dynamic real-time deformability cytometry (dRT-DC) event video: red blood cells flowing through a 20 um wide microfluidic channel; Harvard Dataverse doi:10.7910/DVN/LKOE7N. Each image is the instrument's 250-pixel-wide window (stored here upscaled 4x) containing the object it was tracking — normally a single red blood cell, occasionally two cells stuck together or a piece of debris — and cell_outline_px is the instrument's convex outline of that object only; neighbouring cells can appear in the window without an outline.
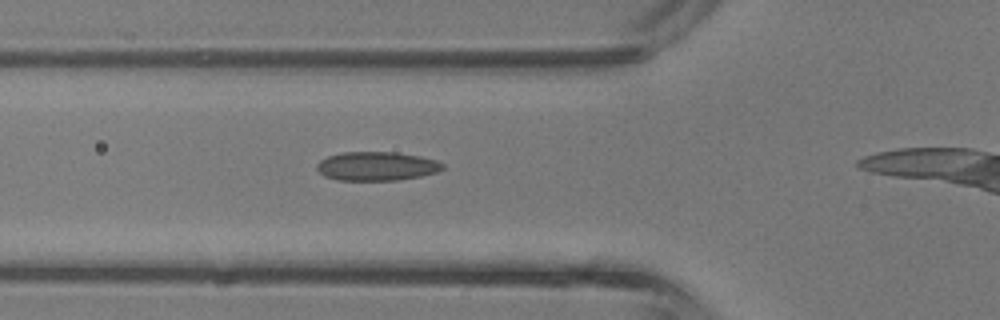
{"species": "common noctule bat (a hibernating species)", "species_latin": "Nyctalus noctula", "temperature_condition": "room temperature", "stored_images_in_passage": 8, "camera_frame_rate_fps": 3000, "um_per_image_px": 0.085, "animal": {"sex": "male", "body_mass_g": 13.3}, "frame": {"image": 1, "passage_image": 2, "time_ms": 0.333, "image_size_px": [1000, 320], "cell_outline_px": [[444, 168], [436, 172], [420, 176], [396, 180], [336, 180], [324, 176], [316, 168], [316, 164], [320, 160], [328, 156], [340, 152], [396, 152], [420, 156], [436, 160], [444, 164]], "centroid_in_image_um": [31.99, 14.12], "position_along_channel_um": 93.8, "area_um2": 21.21}}
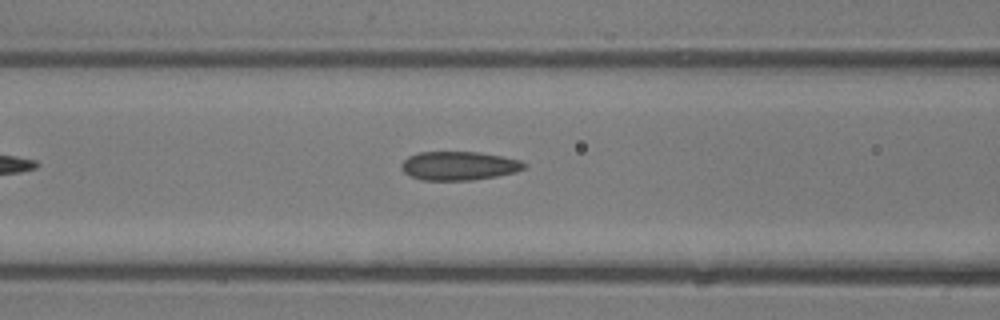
{"frame": {"image": 2, "passage_image": 4, "time_ms": 1.0, "image_size_px": [1000, 320], "cell_outline_px": [[528, 164], [524, 168], [516, 172], [496, 176], [472, 180], [420, 180], [404, 172], [400, 168], [400, 164], [408, 156], [420, 152], [476, 152], [500, 156], [520, 160]], "centroid_in_image_um": [38.99, 14.09], "position_along_channel_um": 127.6, "area_um2": 20.52}}
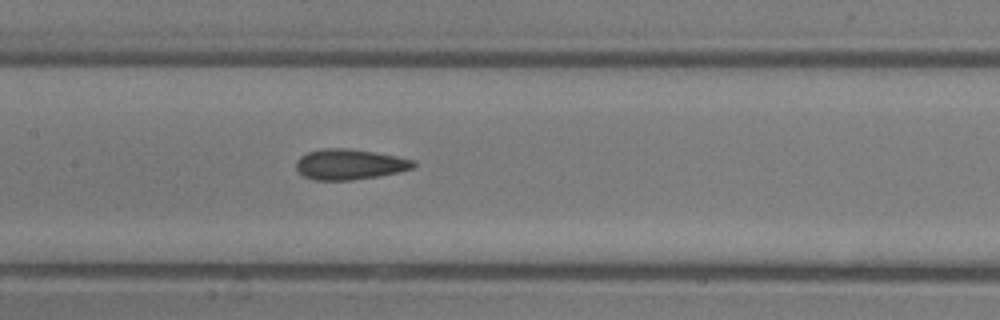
{"frame": {"image": 3, "passage_image": 7, "time_ms": 2.0, "image_size_px": [1000, 320], "cell_outline_px": [[416, 164], [412, 168], [400, 172], [380, 176], [352, 180], [316, 180], [304, 176], [296, 168], [296, 160], [300, 156], [308, 152], [324, 148], [344, 148], [372, 152], [396, 156], [416, 160]], "centroid_in_image_um": [29.73, 13.97], "position_along_channel_um": 177.7, "area_um2": 20.81}}